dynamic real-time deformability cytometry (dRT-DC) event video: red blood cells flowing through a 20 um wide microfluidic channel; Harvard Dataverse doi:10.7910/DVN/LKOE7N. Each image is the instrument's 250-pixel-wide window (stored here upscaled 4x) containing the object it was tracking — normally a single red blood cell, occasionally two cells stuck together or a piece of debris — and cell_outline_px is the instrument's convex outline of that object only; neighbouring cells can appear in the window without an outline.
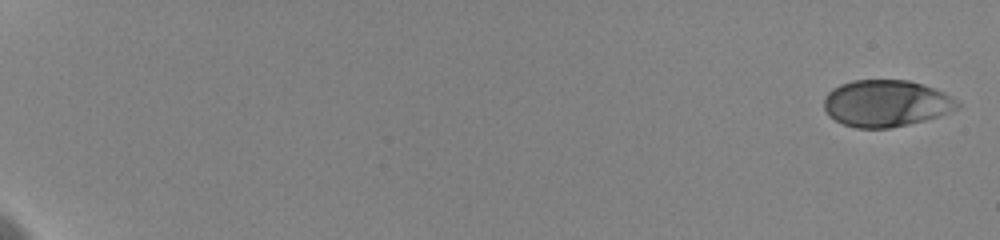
{"species": "human", "species_latin": "Homo sapiens", "temperature_condition": "cold", "stored_images_in_passage": 11, "camera_frame_rate_fps": 3000, "um_per_image_px": 0.085, "donor": {"sex": "female"}, "frame": {"image": 1, "passage_image": 1, "time_ms": 0.0, "image_size_px": [1000, 240], "cell_outline_px": [[960, 108], [924, 120], [908, 124], [888, 128], [856, 128], [844, 124], [828, 116], [824, 108], [824, 96], [832, 88], [840, 84], [852, 80], [908, 80], [944, 92], [956, 100], [960, 104]], "centroid_in_image_um": [75.27, 8.78], "position_along_channel_um": 9.7, "area_um2": 36.18}}
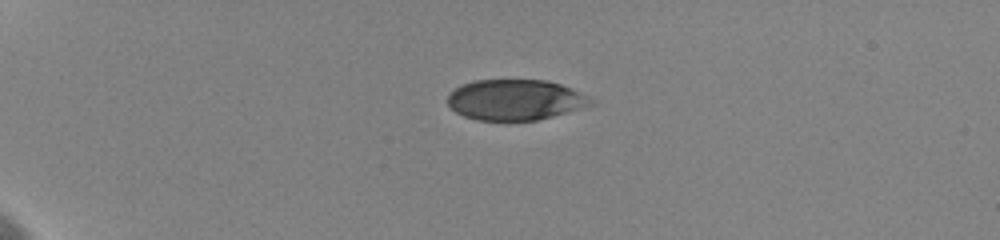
{"frame": {"image": 2, "passage_image": 7, "time_ms": 5.0, "image_size_px": [1000, 240], "cell_outline_px": [[592, 100], [588, 104], [552, 116], [536, 120], [476, 120], [464, 116], [456, 112], [448, 104], [448, 96], [460, 84], [472, 80], [548, 80], [572, 88], [588, 96]], "centroid_in_image_um": [43.72, 8.47], "position_along_channel_um": 41.3, "area_um2": 33.41}}